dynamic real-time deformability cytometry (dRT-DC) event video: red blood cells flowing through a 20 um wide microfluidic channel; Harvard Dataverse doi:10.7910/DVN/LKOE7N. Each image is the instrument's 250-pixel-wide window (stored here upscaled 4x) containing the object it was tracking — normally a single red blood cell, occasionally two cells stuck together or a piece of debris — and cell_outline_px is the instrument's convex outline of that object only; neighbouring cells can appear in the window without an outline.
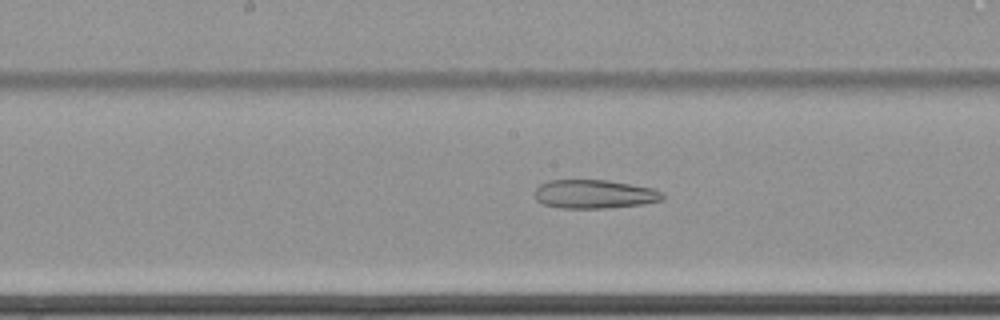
{"species": "common noctule bat (a hibernating species)", "species_latin": "Nyctalus noctula", "temperature_condition": "cold", "stored_images_in_passage": 17, "camera_frame_rate_fps": 3000, "um_per_image_px": 0.085, "animal": {"sex": "female", "body_mass_g": 22.7, "forearm_length_mm": 54.2}, "frame": {"image": 1, "passage_image": 12, "time_ms": 3.667, "image_size_px": [1000, 320], "cell_outline_px": [[664, 196], [660, 200], [644, 204], [604, 208], [560, 208], [544, 204], [536, 200], [536, 188], [540, 184], [548, 180], [608, 180], [652, 188], [660, 192]], "centroid_in_image_um": [50.49, 16.5], "position_along_channel_um": 197.7, "area_um2": 21.21}}